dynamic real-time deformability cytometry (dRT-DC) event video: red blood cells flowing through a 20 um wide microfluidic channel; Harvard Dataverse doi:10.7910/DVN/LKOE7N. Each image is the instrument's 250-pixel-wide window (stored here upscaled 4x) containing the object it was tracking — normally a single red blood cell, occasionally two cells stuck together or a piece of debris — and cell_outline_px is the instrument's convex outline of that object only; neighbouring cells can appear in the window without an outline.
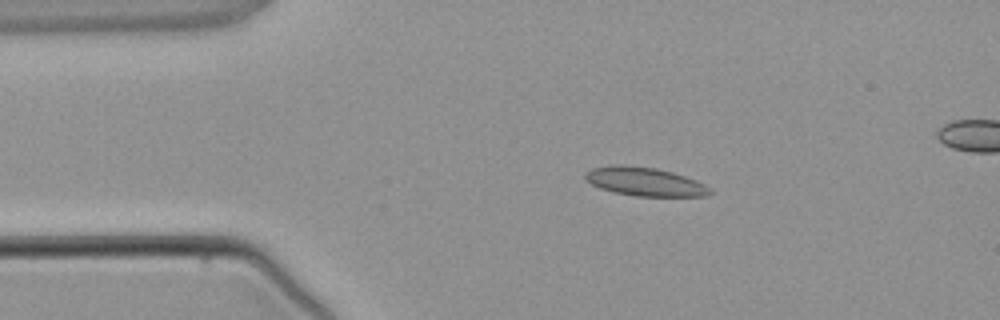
{"species": "common noctule bat (a hibernating species)", "species_latin": "Nyctalus noctula", "temperature_condition": "warm", "stored_images_in_passage": 4, "segment_of_instrument_passage": [1, 2], "camera_frame_rate_fps": 3000, "um_per_image_px": 0.085, "animal": {"sex": "male", "body_mass_g": 21.5, "forearm_length_mm": 52.0}, "frame": {"image": 1, "passage_image": 2, "time_ms": 1.333, "image_size_px": [1000, 320], "cell_outline_px": [[712, 192], [704, 196], [636, 196], [612, 192], [600, 188], [584, 180], [584, 172], [592, 168], [612, 164], [624, 164], [656, 168], [672, 172], [696, 180], [704, 184]], "centroid_in_image_um": [54.73, 15.42], "position_along_channel_um": 30.3, "area_um2": 20.92}}